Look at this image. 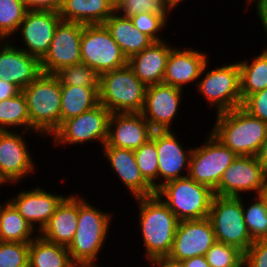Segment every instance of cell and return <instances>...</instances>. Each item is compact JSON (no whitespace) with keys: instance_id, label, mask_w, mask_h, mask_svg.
Listing matches in <instances>:
<instances>
[{"instance_id":"cell-32","label":"cell","mask_w":267,"mask_h":267,"mask_svg":"<svg viewBox=\"0 0 267 267\" xmlns=\"http://www.w3.org/2000/svg\"><path fill=\"white\" fill-rule=\"evenodd\" d=\"M28 8L23 0H0V40L17 32Z\"/></svg>"},{"instance_id":"cell-31","label":"cell","mask_w":267,"mask_h":267,"mask_svg":"<svg viewBox=\"0 0 267 267\" xmlns=\"http://www.w3.org/2000/svg\"><path fill=\"white\" fill-rule=\"evenodd\" d=\"M18 126L25 128L23 132L31 130L27 102L23 92L0 101V131H11L12 127L16 129Z\"/></svg>"},{"instance_id":"cell-41","label":"cell","mask_w":267,"mask_h":267,"mask_svg":"<svg viewBox=\"0 0 267 267\" xmlns=\"http://www.w3.org/2000/svg\"><path fill=\"white\" fill-rule=\"evenodd\" d=\"M59 15L64 21L87 25V0H62Z\"/></svg>"},{"instance_id":"cell-39","label":"cell","mask_w":267,"mask_h":267,"mask_svg":"<svg viewBox=\"0 0 267 267\" xmlns=\"http://www.w3.org/2000/svg\"><path fill=\"white\" fill-rule=\"evenodd\" d=\"M133 25L141 32L149 36L154 42L163 41L158 32L167 26V20L155 13H140L130 18Z\"/></svg>"},{"instance_id":"cell-18","label":"cell","mask_w":267,"mask_h":267,"mask_svg":"<svg viewBox=\"0 0 267 267\" xmlns=\"http://www.w3.org/2000/svg\"><path fill=\"white\" fill-rule=\"evenodd\" d=\"M173 132L171 130H155V144L158 156L157 189L171 180L188 176L193 147L188 150L184 149ZM183 171L187 173L183 174ZM160 178H163V182L159 183Z\"/></svg>"},{"instance_id":"cell-34","label":"cell","mask_w":267,"mask_h":267,"mask_svg":"<svg viewBox=\"0 0 267 267\" xmlns=\"http://www.w3.org/2000/svg\"><path fill=\"white\" fill-rule=\"evenodd\" d=\"M256 198V199H255ZM247 208L242 199V210L247 229L251 238L255 240L267 239V210L263 199L258 195L254 196Z\"/></svg>"},{"instance_id":"cell-23","label":"cell","mask_w":267,"mask_h":267,"mask_svg":"<svg viewBox=\"0 0 267 267\" xmlns=\"http://www.w3.org/2000/svg\"><path fill=\"white\" fill-rule=\"evenodd\" d=\"M104 157L109 161L113 173H117L120 181L132 193L133 198L155 195L153 187L143 178L136 163L134 150L103 146Z\"/></svg>"},{"instance_id":"cell-16","label":"cell","mask_w":267,"mask_h":267,"mask_svg":"<svg viewBox=\"0 0 267 267\" xmlns=\"http://www.w3.org/2000/svg\"><path fill=\"white\" fill-rule=\"evenodd\" d=\"M61 20L57 11L28 10L18 27L27 48L20 49L41 61L49 51L55 29Z\"/></svg>"},{"instance_id":"cell-28","label":"cell","mask_w":267,"mask_h":267,"mask_svg":"<svg viewBox=\"0 0 267 267\" xmlns=\"http://www.w3.org/2000/svg\"><path fill=\"white\" fill-rule=\"evenodd\" d=\"M99 104V87L61 85V123Z\"/></svg>"},{"instance_id":"cell-13","label":"cell","mask_w":267,"mask_h":267,"mask_svg":"<svg viewBox=\"0 0 267 267\" xmlns=\"http://www.w3.org/2000/svg\"><path fill=\"white\" fill-rule=\"evenodd\" d=\"M84 24L61 20L49 51L41 60L42 73L55 74L61 68L82 62L81 37Z\"/></svg>"},{"instance_id":"cell-8","label":"cell","mask_w":267,"mask_h":267,"mask_svg":"<svg viewBox=\"0 0 267 267\" xmlns=\"http://www.w3.org/2000/svg\"><path fill=\"white\" fill-rule=\"evenodd\" d=\"M206 143L193 148L188 177L215 191L224 171L237 155L226 147L211 131Z\"/></svg>"},{"instance_id":"cell-51","label":"cell","mask_w":267,"mask_h":267,"mask_svg":"<svg viewBox=\"0 0 267 267\" xmlns=\"http://www.w3.org/2000/svg\"><path fill=\"white\" fill-rule=\"evenodd\" d=\"M259 196L263 199L267 210V187L259 194Z\"/></svg>"},{"instance_id":"cell-36","label":"cell","mask_w":267,"mask_h":267,"mask_svg":"<svg viewBox=\"0 0 267 267\" xmlns=\"http://www.w3.org/2000/svg\"><path fill=\"white\" fill-rule=\"evenodd\" d=\"M170 9L165 0H116L115 12L127 18L140 13H155L168 20Z\"/></svg>"},{"instance_id":"cell-49","label":"cell","mask_w":267,"mask_h":267,"mask_svg":"<svg viewBox=\"0 0 267 267\" xmlns=\"http://www.w3.org/2000/svg\"><path fill=\"white\" fill-rule=\"evenodd\" d=\"M257 159L259 163L262 165V167L265 169V171L267 172V137L262 142L259 153L257 154Z\"/></svg>"},{"instance_id":"cell-26","label":"cell","mask_w":267,"mask_h":267,"mask_svg":"<svg viewBox=\"0 0 267 267\" xmlns=\"http://www.w3.org/2000/svg\"><path fill=\"white\" fill-rule=\"evenodd\" d=\"M112 38L118 44L124 56L129 60L132 56L149 47L154 41L141 33L130 18L114 12L104 23Z\"/></svg>"},{"instance_id":"cell-33","label":"cell","mask_w":267,"mask_h":267,"mask_svg":"<svg viewBox=\"0 0 267 267\" xmlns=\"http://www.w3.org/2000/svg\"><path fill=\"white\" fill-rule=\"evenodd\" d=\"M136 163L143 178L157 190L158 156L155 144V130L152 137L139 148L134 150Z\"/></svg>"},{"instance_id":"cell-19","label":"cell","mask_w":267,"mask_h":267,"mask_svg":"<svg viewBox=\"0 0 267 267\" xmlns=\"http://www.w3.org/2000/svg\"><path fill=\"white\" fill-rule=\"evenodd\" d=\"M0 43V80L23 90L42 73L41 61L13 45L9 39L0 40Z\"/></svg>"},{"instance_id":"cell-27","label":"cell","mask_w":267,"mask_h":267,"mask_svg":"<svg viewBox=\"0 0 267 267\" xmlns=\"http://www.w3.org/2000/svg\"><path fill=\"white\" fill-rule=\"evenodd\" d=\"M28 267H77L67 247L43 239L38 233L29 243Z\"/></svg>"},{"instance_id":"cell-10","label":"cell","mask_w":267,"mask_h":267,"mask_svg":"<svg viewBox=\"0 0 267 267\" xmlns=\"http://www.w3.org/2000/svg\"><path fill=\"white\" fill-rule=\"evenodd\" d=\"M207 104L216 106V113L230 111L242 105L240 67L238 62L206 71L196 84Z\"/></svg>"},{"instance_id":"cell-50","label":"cell","mask_w":267,"mask_h":267,"mask_svg":"<svg viewBox=\"0 0 267 267\" xmlns=\"http://www.w3.org/2000/svg\"><path fill=\"white\" fill-rule=\"evenodd\" d=\"M183 0H165V3L167 7L172 11L173 8L177 7L179 3H181Z\"/></svg>"},{"instance_id":"cell-21","label":"cell","mask_w":267,"mask_h":267,"mask_svg":"<svg viewBox=\"0 0 267 267\" xmlns=\"http://www.w3.org/2000/svg\"><path fill=\"white\" fill-rule=\"evenodd\" d=\"M65 197L48 192L39 186L22 191L8 200L20 215L39 233L55 213L57 206Z\"/></svg>"},{"instance_id":"cell-30","label":"cell","mask_w":267,"mask_h":267,"mask_svg":"<svg viewBox=\"0 0 267 267\" xmlns=\"http://www.w3.org/2000/svg\"><path fill=\"white\" fill-rule=\"evenodd\" d=\"M242 101L249 95L267 88V52L262 51L251 63L238 62Z\"/></svg>"},{"instance_id":"cell-43","label":"cell","mask_w":267,"mask_h":267,"mask_svg":"<svg viewBox=\"0 0 267 267\" xmlns=\"http://www.w3.org/2000/svg\"><path fill=\"white\" fill-rule=\"evenodd\" d=\"M245 267H267V239L255 240L244 253Z\"/></svg>"},{"instance_id":"cell-12","label":"cell","mask_w":267,"mask_h":267,"mask_svg":"<svg viewBox=\"0 0 267 267\" xmlns=\"http://www.w3.org/2000/svg\"><path fill=\"white\" fill-rule=\"evenodd\" d=\"M267 187V172L257 156H237L224 171L214 195L240 197V193L254 191L258 196Z\"/></svg>"},{"instance_id":"cell-40","label":"cell","mask_w":267,"mask_h":267,"mask_svg":"<svg viewBox=\"0 0 267 267\" xmlns=\"http://www.w3.org/2000/svg\"><path fill=\"white\" fill-rule=\"evenodd\" d=\"M115 12V0H87V25L104 24Z\"/></svg>"},{"instance_id":"cell-24","label":"cell","mask_w":267,"mask_h":267,"mask_svg":"<svg viewBox=\"0 0 267 267\" xmlns=\"http://www.w3.org/2000/svg\"><path fill=\"white\" fill-rule=\"evenodd\" d=\"M78 196L72 194L65 196L39 233L43 239L65 247L70 245L78 223Z\"/></svg>"},{"instance_id":"cell-53","label":"cell","mask_w":267,"mask_h":267,"mask_svg":"<svg viewBox=\"0 0 267 267\" xmlns=\"http://www.w3.org/2000/svg\"><path fill=\"white\" fill-rule=\"evenodd\" d=\"M262 3L267 6V0H264Z\"/></svg>"},{"instance_id":"cell-1","label":"cell","mask_w":267,"mask_h":267,"mask_svg":"<svg viewBox=\"0 0 267 267\" xmlns=\"http://www.w3.org/2000/svg\"><path fill=\"white\" fill-rule=\"evenodd\" d=\"M111 215L78 197L77 229L67 247L70 258L77 267H100L95 261L108 239Z\"/></svg>"},{"instance_id":"cell-9","label":"cell","mask_w":267,"mask_h":267,"mask_svg":"<svg viewBox=\"0 0 267 267\" xmlns=\"http://www.w3.org/2000/svg\"><path fill=\"white\" fill-rule=\"evenodd\" d=\"M81 59L99 76L128 64L118 44L104 24L84 25L81 37Z\"/></svg>"},{"instance_id":"cell-48","label":"cell","mask_w":267,"mask_h":267,"mask_svg":"<svg viewBox=\"0 0 267 267\" xmlns=\"http://www.w3.org/2000/svg\"><path fill=\"white\" fill-rule=\"evenodd\" d=\"M256 14L258 15V18L264 28V31L267 35V6H265L262 2L256 3ZM267 52V48L263 49Z\"/></svg>"},{"instance_id":"cell-20","label":"cell","mask_w":267,"mask_h":267,"mask_svg":"<svg viewBox=\"0 0 267 267\" xmlns=\"http://www.w3.org/2000/svg\"><path fill=\"white\" fill-rule=\"evenodd\" d=\"M153 132L141 113H111L108 138L103 146L135 150L146 143Z\"/></svg>"},{"instance_id":"cell-4","label":"cell","mask_w":267,"mask_h":267,"mask_svg":"<svg viewBox=\"0 0 267 267\" xmlns=\"http://www.w3.org/2000/svg\"><path fill=\"white\" fill-rule=\"evenodd\" d=\"M31 122V131L49 136L61 124V85L54 74L41 73L22 90Z\"/></svg>"},{"instance_id":"cell-47","label":"cell","mask_w":267,"mask_h":267,"mask_svg":"<svg viewBox=\"0 0 267 267\" xmlns=\"http://www.w3.org/2000/svg\"><path fill=\"white\" fill-rule=\"evenodd\" d=\"M183 264L185 267H210L206 256L203 255L185 259Z\"/></svg>"},{"instance_id":"cell-37","label":"cell","mask_w":267,"mask_h":267,"mask_svg":"<svg viewBox=\"0 0 267 267\" xmlns=\"http://www.w3.org/2000/svg\"><path fill=\"white\" fill-rule=\"evenodd\" d=\"M205 256L210 267H244V253L225 243L216 241Z\"/></svg>"},{"instance_id":"cell-5","label":"cell","mask_w":267,"mask_h":267,"mask_svg":"<svg viewBox=\"0 0 267 267\" xmlns=\"http://www.w3.org/2000/svg\"><path fill=\"white\" fill-rule=\"evenodd\" d=\"M146 88L127 64L100 75L99 103L111 113H141Z\"/></svg>"},{"instance_id":"cell-7","label":"cell","mask_w":267,"mask_h":267,"mask_svg":"<svg viewBox=\"0 0 267 267\" xmlns=\"http://www.w3.org/2000/svg\"><path fill=\"white\" fill-rule=\"evenodd\" d=\"M208 219L211 222L217 242L234 246L245 253L253 239L247 229L242 196L224 197L214 195Z\"/></svg>"},{"instance_id":"cell-45","label":"cell","mask_w":267,"mask_h":267,"mask_svg":"<svg viewBox=\"0 0 267 267\" xmlns=\"http://www.w3.org/2000/svg\"><path fill=\"white\" fill-rule=\"evenodd\" d=\"M21 92L17 85L0 80V101L17 96Z\"/></svg>"},{"instance_id":"cell-25","label":"cell","mask_w":267,"mask_h":267,"mask_svg":"<svg viewBox=\"0 0 267 267\" xmlns=\"http://www.w3.org/2000/svg\"><path fill=\"white\" fill-rule=\"evenodd\" d=\"M166 43V41L153 42L128 60V65L146 87L163 83L167 60L173 48Z\"/></svg>"},{"instance_id":"cell-17","label":"cell","mask_w":267,"mask_h":267,"mask_svg":"<svg viewBox=\"0 0 267 267\" xmlns=\"http://www.w3.org/2000/svg\"><path fill=\"white\" fill-rule=\"evenodd\" d=\"M182 89L164 83L148 86L141 114L154 130H171L179 110Z\"/></svg>"},{"instance_id":"cell-38","label":"cell","mask_w":267,"mask_h":267,"mask_svg":"<svg viewBox=\"0 0 267 267\" xmlns=\"http://www.w3.org/2000/svg\"><path fill=\"white\" fill-rule=\"evenodd\" d=\"M29 243L0 241V267H28Z\"/></svg>"},{"instance_id":"cell-6","label":"cell","mask_w":267,"mask_h":267,"mask_svg":"<svg viewBox=\"0 0 267 267\" xmlns=\"http://www.w3.org/2000/svg\"><path fill=\"white\" fill-rule=\"evenodd\" d=\"M155 194L179 221L208 217L214 191L187 177L161 185Z\"/></svg>"},{"instance_id":"cell-22","label":"cell","mask_w":267,"mask_h":267,"mask_svg":"<svg viewBox=\"0 0 267 267\" xmlns=\"http://www.w3.org/2000/svg\"><path fill=\"white\" fill-rule=\"evenodd\" d=\"M206 53L192 48H172L167 60L163 83L182 89L186 84L197 81L208 66Z\"/></svg>"},{"instance_id":"cell-2","label":"cell","mask_w":267,"mask_h":267,"mask_svg":"<svg viewBox=\"0 0 267 267\" xmlns=\"http://www.w3.org/2000/svg\"><path fill=\"white\" fill-rule=\"evenodd\" d=\"M211 132L237 156H257L267 137V124L241 106L216 114Z\"/></svg>"},{"instance_id":"cell-3","label":"cell","mask_w":267,"mask_h":267,"mask_svg":"<svg viewBox=\"0 0 267 267\" xmlns=\"http://www.w3.org/2000/svg\"><path fill=\"white\" fill-rule=\"evenodd\" d=\"M135 200L147 260L168 256L179 220L156 194Z\"/></svg>"},{"instance_id":"cell-29","label":"cell","mask_w":267,"mask_h":267,"mask_svg":"<svg viewBox=\"0 0 267 267\" xmlns=\"http://www.w3.org/2000/svg\"><path fill=\"white\" fill-rule=\"evenodd\" d=\"M35 232L9 201L0 204V241L30 243Z\"/></svg>"},{"instance_id":"cell-35","label":"cell","mask_w":267,"mask_h":267,"mask_svg":"<svg viewBox=\"0 0 267 267\" xmlns=\"http://www.w3.org/2000/svg\"><path fill=\"white\" fill-rule=\"evenodd\" d=\"M54 75L60 85L99 87L100 76L82 62L61 68Z\"/></svg>"},{"instance_id":"cell-15","label":"cell","mask_w":267,"mask_h":267,"mask_svg":"<svg viewBox=\"0 0 267 267\" xmlns=\"http://www.w3.org/2000/svg\"><path fill=\"white\" fill-rule=\"evenodd\" d=\"M23 136L13 130L0 131V178L4 183L23 181L35 171V162Z\"/></svg>"},{"instance_id":"cell-54","label":"cell","mask_w":267,"mask_h":267,"mask_svg":"<svg viewBox=\"0 0 267 267\" xmlns=\"http://www.w3.org/2000/svg\"><path fill=\"white\" fill-rule=\"evenodd\" d=\"M2 184H5L3 181H2V179L0 178V186L2 185Z\"/></svg>"},{"instance_id":"cell-52","label":"cell","mask_w":267,"mask_h":267,"mask_svg":"<svg viewBox=\"0 0 267 267\" xmlns=\"http://www.w3.org/2000/svg\"><path fill=\"white\" fill-rule=\"evenodd\" d=\"M247 1V4H252L251 2H256V3H260V2H263L264 0H246Z\"/></svg>"},{"instance_id":"cell-44","label":"cell","mask_w":267,"mask_h":267,"mask_svg":"<svg viewBox=\"0 0 267 267\" xmlns=\"http://www.w3.org/2000/svg\"><path fill=\"white\" fill-rule=\"evenodd\" d=\"M28 10L59 12L62 0H23Z\"/></svg>"},{"instance_id":"cell-46","label":"cell","mask_w":267,"mask_h":267,"mask_svg":"<svg viewBox=\"0 0 267 267\" xmlns=\"http://www.w3.org/2000/svg\"><path fill=\"white\" fill-rule=\"evenodd\" d=\"M150 266L156 267H185L183 261L174 260L169 256L159 257L150 261Z\"/></svg>"},{"instance_id":"cell-42","label":"cell","mask_w":267,"mask_h":267,"mask_svg":"<svg viewBox=\"0 0 267 267\" xmlns=\"http://www.w3.org/2000/svg\"><path fill=\"white\" fill-rule=\"evenodd\" d=\"M241 107L267 124V88L247 96Z\"/></svg>"},{"instance_id":"cell-11","label":"cell","mask_w":267,"mask_h":267,"mask_svg":"<svg viewBox=\"0 0 267 267\" xmlns=\"http://www.w3.org/2000/svg\"><path fill=\"white\" fill-rule=\"evenodd\" d=\"M110 114L109 110L99 104L87 112L65 120L52 133L53 144L78 145L97 140L103 146L108 138Z\"/></svg>"},{"instance_id":"cell-14","label":"cell","mask_w":267,"mask_h":267,"mask_svg":"<svg viewBox=\"0 0 267 267\" xmlns=\"http://www.w3.org/2000/svg\"><path fill=\"white\" fill-rule=\"evenodd\" d=\"M216 242L213 227L208 217L179 221L169 257L183 261L195 256H205Z\"/></svg>"}]
</instances>
